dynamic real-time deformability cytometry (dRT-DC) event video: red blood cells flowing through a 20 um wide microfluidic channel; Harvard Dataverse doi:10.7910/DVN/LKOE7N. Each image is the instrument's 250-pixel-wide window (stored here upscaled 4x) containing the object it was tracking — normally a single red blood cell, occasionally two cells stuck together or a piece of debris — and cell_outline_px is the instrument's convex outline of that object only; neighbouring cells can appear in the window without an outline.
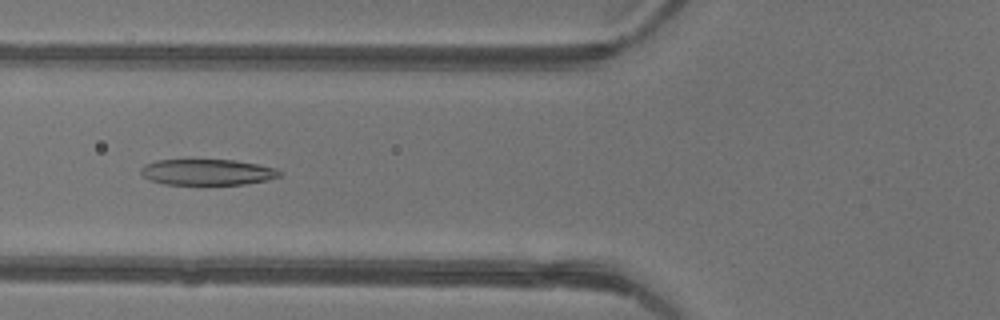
{"species": "common noctule bat (a hibernating species)", "species_latin": "Nyctalus noctula", "temperature_condition": "warm", "stored_images_in_passage": 46, "camera_frame_rate_fps": 3000, "um_per_image_px": 0.085, "animal": {"sex": "female"}, "frame": {"image": 1, "passage_image": 18, "time_ms": 5.667, "image_size_px": [1000, 320], "cell_outline_px": [[280, 176], [268, 180], [244, 184], [164, 184], [148, 180], [140, 172], [140, 168], [144, 164], [156, 160], [236, 160], [276, 168], [280, 172]], "centroid_in_image_um": [17.59, 14.63], "position_along_channel_um": 108.2, "area_um2": 20.92}}
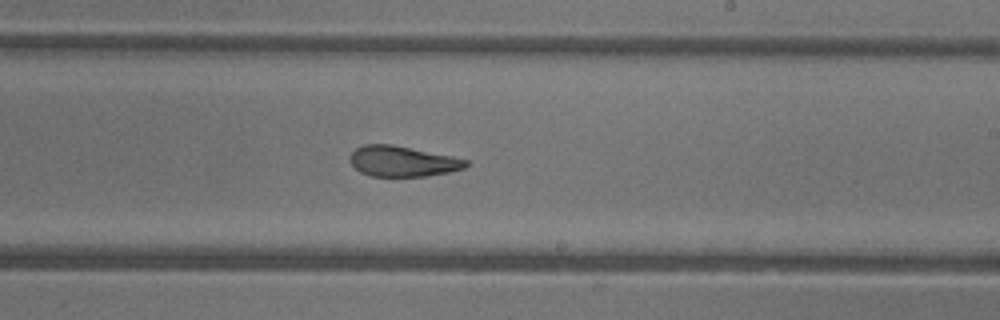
{"frame": {"image": 2, "passage_image": 28, "time_ms": 9.0, "image_size_px": [1000, 320], "cell_outline_px": [[468, 164], [464, 168], [448, 172], [424, 176], [372, 176], [360, 172], [348, 160], [348, 156], [356, 148], [364, 144], [392, 144], [452, 156], [468, 160]], "centroid_in_image_um": [34.18, 13.7], "position_along_channel_um": 254.8, "area_um2": 20.58}}
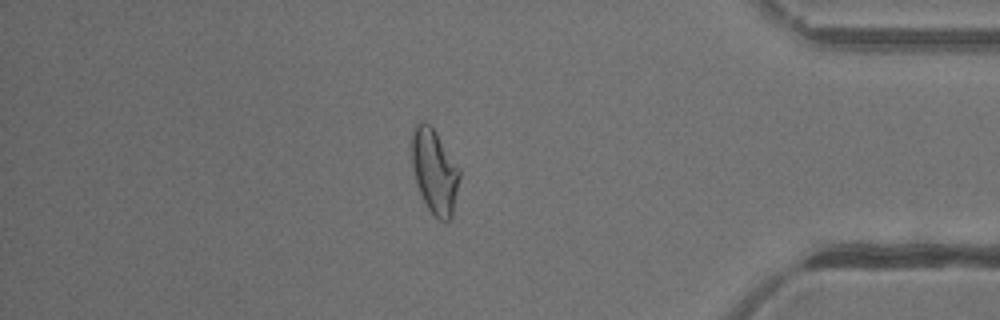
{"frame": {"image": 3, "passage_image": 40, "time_ms": 13.0, "image_size_px": [1000, 320], "cell_outline_px": [[460, 176], [452, 216], [444, 224], [428, 208], [416, 184], [408, 148], [412, 128], [420, 120], [424, 120], [436, 132], [460, 168]], "centroid_in_image_um": [36.89, 14.5], "position_along_channel_um": 398.3, "area_um2": 24.04}, "authors_computed_cell_mechanics": {"area_um2": 23.6113, "velocity_mm_per_s": 4.3941, "shape_relaxation_time_tau1_ms": null, "shape_relaxation_time_tau2_ms": 1.2522, "deformation_change_tau1": null, "deformation_change_tau2": 0.095}}